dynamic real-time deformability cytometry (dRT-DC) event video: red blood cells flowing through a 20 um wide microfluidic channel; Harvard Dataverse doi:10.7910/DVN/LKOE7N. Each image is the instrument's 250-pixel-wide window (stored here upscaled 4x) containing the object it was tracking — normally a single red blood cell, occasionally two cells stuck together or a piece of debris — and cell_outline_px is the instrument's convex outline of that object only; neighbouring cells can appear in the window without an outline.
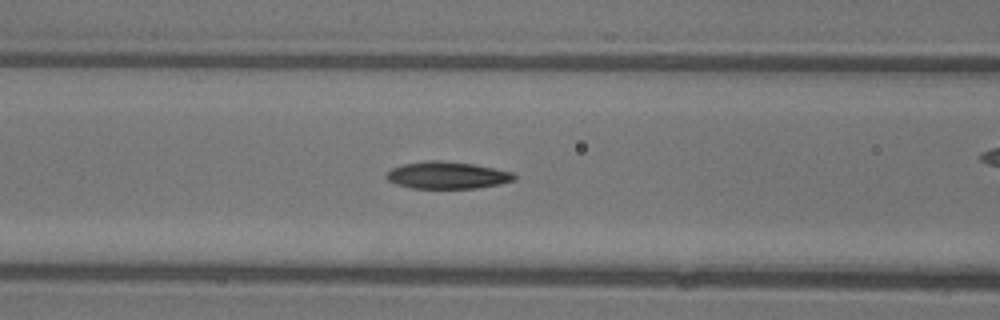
{"species": "common noctule bat (a hibernating species)", "species_latin": "Nyctalus noctula", "temperature_condition": "warm", "stored_images_in_passage": 41, "camera_frame_rate_fps": 3000, "um_per_image_px": 0.085, "animal": {"sex": "female"}, "frame": {"image": 1, "passage_image": 13, "time_ms": 4.0, "image_size_px": [1000, 320], "cell_outline_px": [[516, 180], [500, 184], [476, 188], [412, 188], [396, 184], [388, 180], [384, 176], [392, 168], [404, 164], [424, 160], [440, 160], [476, 164], [512, 172], [516, 176]], "centroid_in_image_um": [38.02, 14.89], "position_along_channel_um": 128.6, "area_um2": 20.29}}
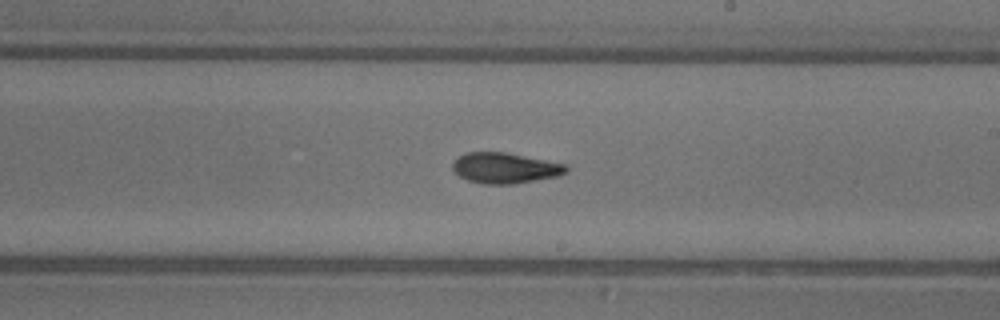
{"frame": {"image": 2, "passage_image": 21, "time_ms": 6.667, "image_size_px": [1000, 320], "cell_outline_px": [[568, 172], [560, 176], [512, 184], [484, 184], [468, 180], [452, 172], [452, 164], [464, 152], [504, 152], [568, 164]], "centroid_in_image_um": [42.95, 14.28], "position_along_channel_um": 246.1, "area_um2": 20.4}}
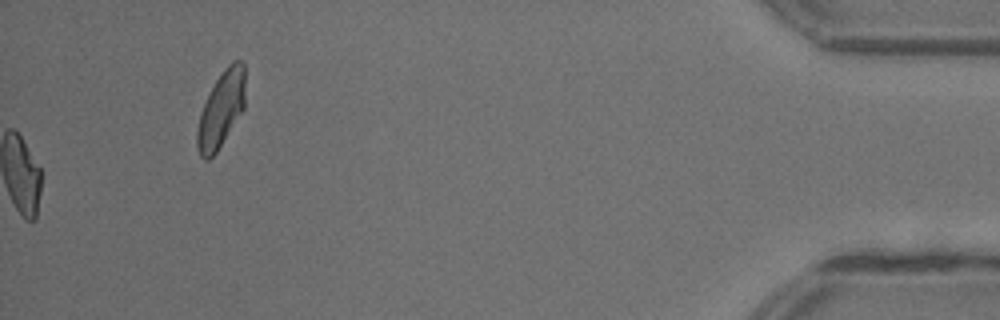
{"frame": {"image": 3, "passage_image": 41, "time_ms": 13.333, "image_size_px": [1000, 320], "cell_outline_px": [[244, 108], [216, 152], [208, 160], [204, 160], [200, 156], [196, 144], [196, 132], [200, 112], [216, 80], [224, 68], [232, 60], [240, 60], [244, 64]], "centroid_in_image_um": [18.78, 9.3], "position_along_channel_um": 416.4, "area_um2": 20.98}, "authors_computed_cell_mechanics": {"area_um2": 20.1144, "velocity_mm_per_s": 4.4083, "shape_relaxation_time_tau1_ms": 9.328, "shape_relaxation_time_tau2_ms": 2.4574, "deformation_change_tau1": 0.2879, "deformation_change_tau2": 0.104}}